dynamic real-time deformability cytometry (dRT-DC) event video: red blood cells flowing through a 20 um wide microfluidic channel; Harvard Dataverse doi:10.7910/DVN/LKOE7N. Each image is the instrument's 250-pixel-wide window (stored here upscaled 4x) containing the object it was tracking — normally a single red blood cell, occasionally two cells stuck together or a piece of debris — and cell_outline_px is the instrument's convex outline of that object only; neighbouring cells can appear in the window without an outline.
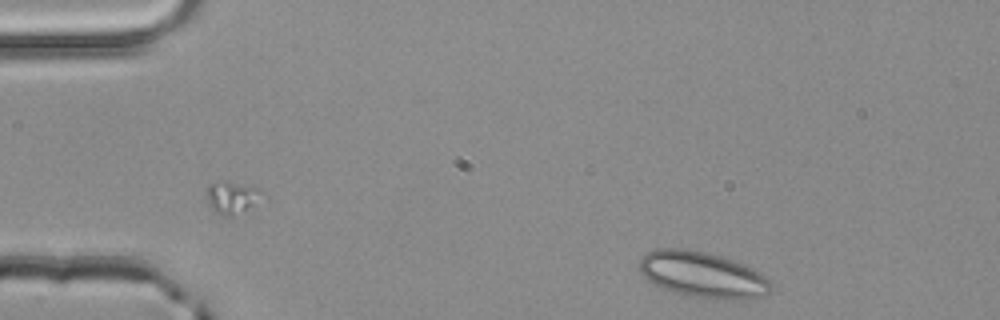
{"species": "common noctule bat (a hibernating species)", "species_latin": "Nyctalus noctula", "temperature_condition": "room temperature", "stored_images_in_passage": 38, "camera_frame_rate_fps": 3000, "um_per_image_px": 0.085, "animal": {"sex": "male", "body_mass_g": 20.4}, "frame": {"image": 1, "passage_image": 1, "time_ms": 0.0, "image_size_px": [1000, 320], "cell_outline_px": [[772, 284], [768, 292], [764, 296], [740, 300], [704, 300], [688, 296], [664, 288], [648, 280], [640, 272], [640, 260], [648, 252], [656, 248], [684, 248], [704, 252], [720, 256], [744, 264], [760, 272]], "centroid_in_image_um": [59.74, 23.37], "position_along_channel_um": 25.3, "area_um2": 35.32}}
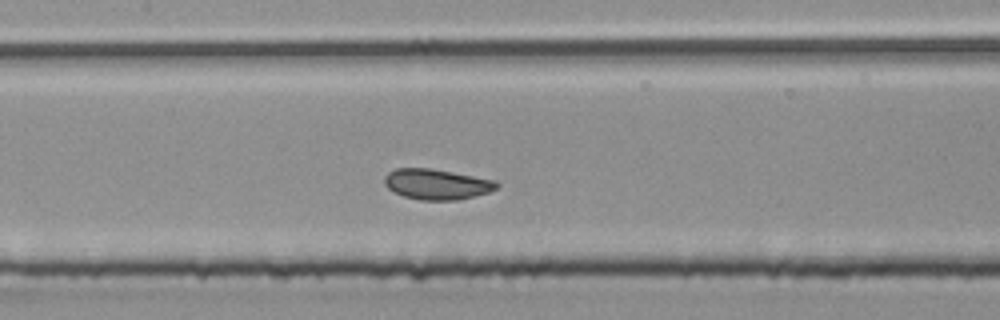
{"frame": {"image": 2, "passage_image": 18, "time_ms": 5.667, "image_size_px": [1000, 320], "cell_outline_px": [[500, 188], [476, 196], [456, 200], [420, 200], [404, 196], [392, 192], [384, 184], [384, 176], [388, 172], [396, 168], [432, 168], [496, 180], [500, 184]], "centroid_in_image_um": [37.13, 15.65], "position_along_channel_um": 170.3, "area_um2": 20.23}}
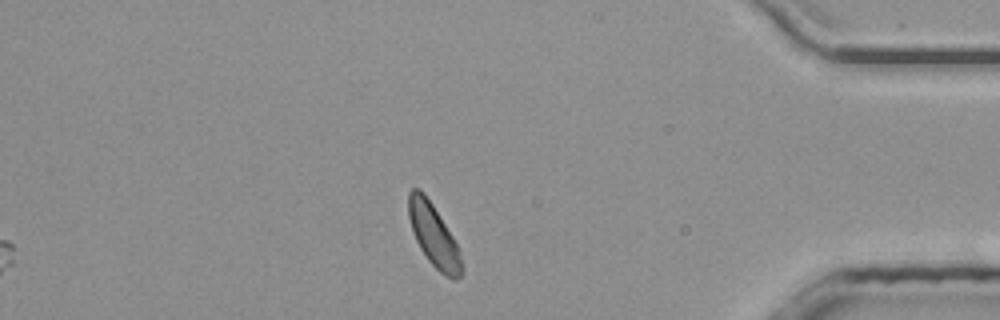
{"frame": {"image": 3, "passage_image": 38, "time_ms": 12.333, "image_size_px": [1000, 320], "cell_outline_px": [[464, 272], [456, 280], [452, 280], [440, 272], [428, 260], [420, 248], [416, 240], [408, 216], [408, 192], [412, 188], [420, 188], [424, 192], [432, 204], [452, 236], [460, 252], [464, 268]], "centroid_in_image_um": [36.87, 20.02], "position_along_channel_um": 398.3, "area_um2": 19.25}, "authors_computed_cell_mechanics": {"area_um2": 19.9699, "velocity_mm_per_s": 3.9759, "shape_relaxation_time_tau1_ms": 3.8837, "shape_relaxation_time_tau2_ms": 0.5358, "deformation_change_tau1": 0.0926, "deformation_change_tau2": 0.0502}}